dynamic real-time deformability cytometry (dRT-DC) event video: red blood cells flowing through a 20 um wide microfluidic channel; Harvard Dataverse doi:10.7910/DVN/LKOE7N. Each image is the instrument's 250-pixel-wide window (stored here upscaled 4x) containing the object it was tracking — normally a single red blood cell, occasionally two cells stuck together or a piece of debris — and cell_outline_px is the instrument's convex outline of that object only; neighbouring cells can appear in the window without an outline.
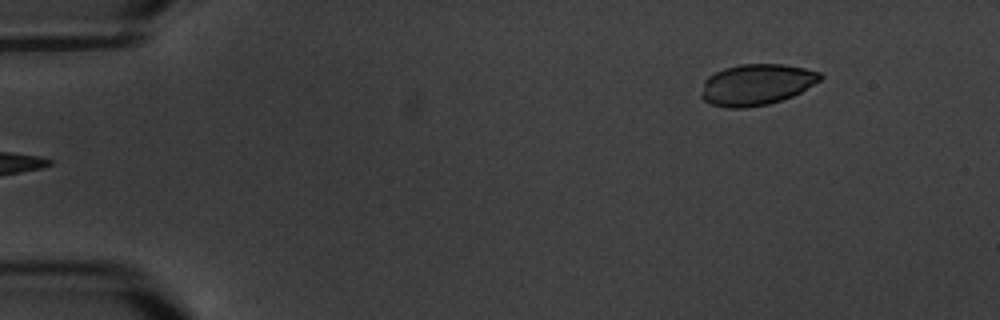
{"species": "common noctule bat (a hibernating species)", "species_latin": "Nyctalus noctula", "temperature_condition": "warm", "stored_images_in_passage": 6, "camera_frame_rate_fps": 3000, "um_per_image_px": 0.085, "animal": {"sex": "male", "body_mass_g": 20.1, "forearm_length_mm": 53.5}, "frame": {"image": 1, "passage_image": 6, "time_ms": 5.667, "image_size_px": [1000, 320], "cell_outline_px": [[824, 76], [820, 80], [800, 92], [792, 96], [768, 104], [744, 108], [728, 108], [712, 104], [704, 100], [700, 96], [704, 80], [708, 76], [724, 68], [740, 64], [784, 64], [804, 68], [820, 72]], "centroid_in_image_um": [64.28, 7.18], "position_along_channel_um": 20.7, "area_um2": 28.44}}